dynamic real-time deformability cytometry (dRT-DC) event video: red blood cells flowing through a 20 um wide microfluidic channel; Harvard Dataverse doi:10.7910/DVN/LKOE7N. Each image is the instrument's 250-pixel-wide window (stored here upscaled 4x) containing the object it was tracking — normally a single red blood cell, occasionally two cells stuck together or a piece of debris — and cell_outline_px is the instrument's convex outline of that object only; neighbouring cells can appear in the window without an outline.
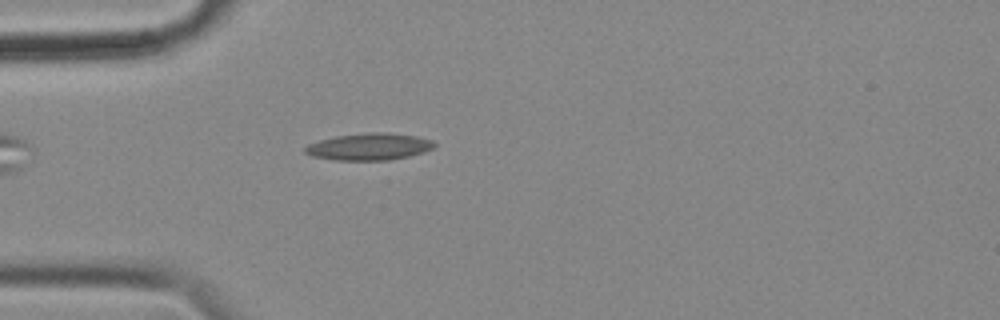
{"species": "common noctule bat (a hibernating species)", "species_latin": "Nyctalus noctula", "temperature_condition": "cold", "stored_images_in_passage": 48, "camera_frame_rate_fps": 3000, "um_per_image_px": 0.085, "animal": {"sex": "female", "body_mass_g": 18.4}, "frame": {"image": 1, "passage_image": 6, "time_ms": 1.667, "image_size_px": [1000, 320], "cell_outline_px": [[436, 144], [432, 148], [424, 152], [408, 156], [388, 160], [336, 160], [312, 156], [304, 152], [304, 148], [308, 144], [320, 140], [336, 136], [372, 132], [384, 132], [416, 136], [432, 140]], "centroid_in_image_um": [31.37, 12.47], "position_along_channel_um": 53.6, "area_um2": 20.11}}
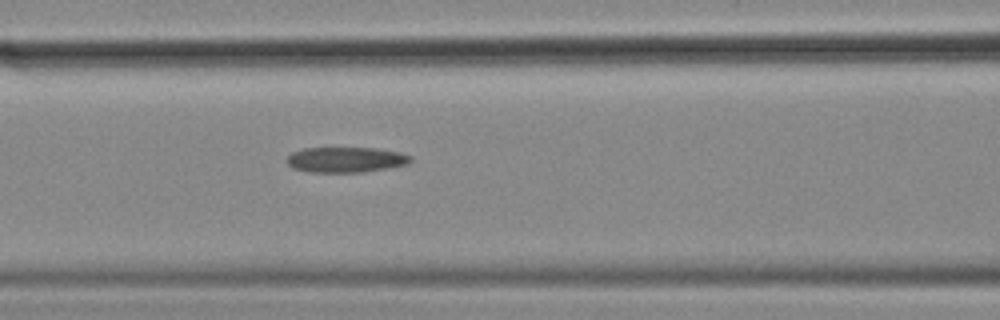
{"frame": {"image": 2, "passage_image": 14, "time_ms": 4.333, "image_size_px": [1000, 320], "cell_outline_px": [[412, 160], [408, 164], [360, 172], [312, 172], [292, 168], [284, 160], [292, 152], [304, 148], [376, 148], [400, 152], [412, 156]], "centroid_in_image_um": [29.37, 13.56], "position_along_channel_um": 137.2, "area_um2": 18.26}}
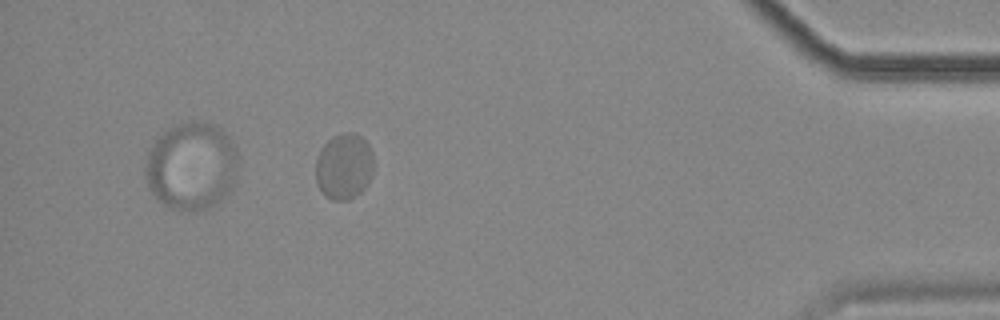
{"frame": {"image": 3, "passage_image": 42, "time_ms": 13.667, "image_size_px": [1000, 320], "cell_outline_px": [[372, 172], [368, 184], [360, 192], [348, 200], [332, 200], [320, 188], [316, 180], [316, 160], [324, 144], [332, 136], [344, 132], [352, 132], [360, 136], [368, 144], [372, 152]], "centroid_in_image_um": [29.25, 14.12], "position_along_channel_um": 406.0, "area_um2": 22.02}, "authors_computed_cell_mechanics": {"area_um2": 19.652, "velocity_mm_per_s": 3.4111, "shape_relaxation_time_tau1_ms": null, "shape_relaxation_time_tau2_ms": 1.2767, "deformation_change_tau1": null, "deformation_change_tau2": 0.0403}}